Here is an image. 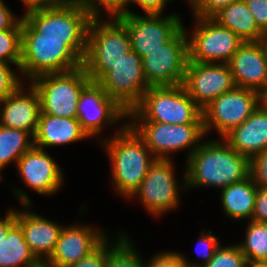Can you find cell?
Segmentation results:
<instances>
[{
    "mask_svg": "<svg viewBox=\"0 0 267 267\" xmlns=\"http://www.w3.org/2000/svg\"><path fill=\"white\" fill-rule=\"evenodd\" d=\"M91 20L75 0H64L53 8L26 12L22 17V39L65 40L83 61Z\"/></svg>",
    "mask_w": 267,
    "mask_h": 267,
    "instance_id": "obj_1",
    "label": "cell"
},
{
    "mask_svg": "<svg viewBox=\"0 0 267 267\" xmlns=\"http://www.w3.org/2000/svg\"><path fill=\"white\" fill-rule=\"evenodd\" d=\"M184 184L224 188L249 177V158L234 150L224 139L199 143L187 158Z\"/></svg>",
    "mask_w": 267,
    "mask_h": 267,
    "instance_id": "obj_2",
    "label": "cell"
},
{
    "mask_svg": "<svg viewBox=\"0 0 267 267\" xmlns=\"http://www.w3.org/2000/svg\"><path fill=\"white\" fill-rule=\"evenodd\" d=\"M109 139H105L103 145L111 160L112 181L117 192L129 199L140 187L156 158L127 123Z\"/></svg>",
    "mask_w": 267,
    "mask_h": 267,
    "instance_id": "obj_3",
    "label": "cell"
},
{
    "mask_svg": "<svg viewBox=\"0 0 267 267\" xmlns=\"http://www.w3.org/2000/svg\"><path fill=\"white\" fill-rule=\"evenodd\" d=\"M128 117L132 123L203 124L202 109L183 85L150 86L141 101L128 112Z\"/></svg>",
    "mask_w": 267,
    "mask_h": 267,
    "instance_id": "obj_4",
    "label": "cell"
},
{
    "mask_svg": "<svg viewBox=\"0 0 267 267\" xmlns=\"http://www.w3.org/2000/svg\"><path fill=\"white\" fill-rule=\"evenodd\" d=\"M131 51V39L126 26L118 19L92 18L88 29L87 47L82 66L92 82H97L111 65Z\"/></svg>",
    "mask_w": 267,
    "mask_h": 267,
    "instance_id": "obj_5",
    "label": "cell"
},
{
    "mask_svg": "<svg viewBox=\"0 0 267 267\" xmlns=\"http://www.w3.org/2000/svg\"><path fill=\"white\" fill-rule=\"evenodd\" d=\"M31 82L40 98V114L77 118L78 99L91 79L81 66L66 72L43 74Z\"/></svg>",
    "mask_w": 267,
    "mask_h": 267,
    "instance_id": "obj_6",
    "label": "cell"
},
{
    "mask_svg": "<svg viewBox=\"0 0 267 267\" xmlns=\"http://www.w3.org/2000/svg\"><path fill=\"white\" fill-rule=\"evenodd\" d=\"M187 35L182 26L162 47L142 57L143 74L149 86L183 84L188 63Z\"/></svg>",
    "mask_w": 267,
    "mask_h": 267,
    "instance_id": "obj_7",
    "label": "cell"
},
{
    "mask_svg": "<svg viewBox=\"0 0 267 267\" xmlns=\"http://www.w3.org/2000/svg\"><path fill=\"white\" fill-rule=\"evenodd\" d=\"M82 60L65 40L22 39L20 72L31 81L37 76L77 69Z\"/></svg>",
    "mask_w": 267,
    "mask_h": 267,
    "instance_id": "obj_8",
    "label": "cell"
},
{
    "mask_svg": "<svg viewBox=\"0 0 267 267\" xmlns=\"http://www.w3.org/2000/svg\"><path fill=\"white\" fill-rule=\"evenodd\" d=\"M196 27L188 43V61L198 63H228L244 43L233 31L212 17H195Z\"/></svg>",
    "mask_w": 267,
    "mask_h": 267,
    "instance_id": "obj_9",
    "label": "cell"
},
{
    "mask_svg": "<svg viewBox=\"0 0 267 267\" xmlns=\"http://www.w3.org/2000/svg\"><path fill=\"white\" fill-rule=\"evenodd\" d=\"M262 101V95L252 89L235 87L223 93L202 109L205 134L215 128L224 137L242 124Z\"/></svg>",
    "mask_w": 267,
    "mask_h": 267,
    "instance_id": "obj_10",
    "label": "cell"
},
{
    "mask_svg": "<svg viewBox=\"0 0 267 267\" xmlns=\"http://www.w3.org/2000/svg\"><path fill=\"white\" fill-rule=\"evenodd\" d=\"M128 124L143 139L156 159H169V153L194 145V148L189 152L188 157H190L199 147L196 144L205 135L203 124H167L161 122H139L138 125L129 122Z\"/></svg>",
    "mask_w": 267,
    "mask_h": 267,
    "instance_id": "obj_11",
    "label": "cell"
},
{
    "mask_svg": "<svg viewBox=\"0 0 267 267\" xmlns=\"http://www.w3.org/2000/svg\"><path fill=\"white\" fill-rule=\"evenodd\" d=\"M97 83L127 112L141 101L150 87L144 78L142 57L133 50L111 65Z\"/></svg>",
    "mask_w": 267,
    "mask_h": 267,
    "instance_id": "obj_12",
    "label": "cell"
},
{
    "mask_svg": "<svg viewBox=\"0 0 267 267\" xmlns=\"http://www.w3.org/2000/svg\"><path fill=\"white\" fill-rule=\"evenodd\" d=\"M118 19L129 32L131 50L140 57L162 47V44H165L183 26L180 17L176 14L166 15L162 18L161 15L146 14L144 17L130 10Z\"/></svg>",
    "mask_w": 267,
    "mask_h": 267,
    "instance_id": "obj_13",
    "label": "cell"
},
{
    "mask_svg": "<svg viewBox=\"0 0 267 267\" xmlns=\"http://www.w3.org/2000/svg\"><path fill=\"white\" fill-rule=\"evenodd\" d=\"M182 85L201 109L236 87L229 64L220 62L218 64L188 61Z\"/></svg>",
    "mask_w": 267,
    "mask_h": 267,
    "instance_id": "obj_14",
    "label": "cell"
},
{
    "mask_svg": "<svg viewBox=\"0 0 267 267\" xmlns=\"http://www.w3.org/2000/svg\"><path fill=\"white\" fill-rule=\"evenodd\" d=\"M173 166L171 158L156 159L140 187L131 196L139 195V200L153 216L161 215L178 205V186Z\"/></svg>",
    "mask_w": 267,
    "mask_h": 267,
    "instance_id": "obj_15",
    "label": "cell"
},
{
    "mask_svg": "<svg viewBox=\"0 0 267 267\" xmlns=\"http://www.w3.org/2000/svg\"><path fill=\"white\" fill-rule=\"evenodd\" d=\"M77 105V119L88 137L101 133L104 123L113 125L119 119H123L122 117H128V112L97 82L91 81L82 90Z\"/></svg>",
    "mask_w": 267,
    "mask_h": 267,
    "instance_id": "obj_16",
    "label": "cell"
},
{
    "mask_svg": "<svg viewBox=\"0 0 267 267\" xmlns=\"http://www.w3.org/2000/svg\"><path fill=\"white\" fill-rule=\"evenodd\" d=\"M236 87L267 91V58L260 42H244L228 62Z\"/></svg>",
    "mask_w": 267,
    "mask_h": 267,
    "instance_id": "obj_17",
    "label": "cell"
},
{
    "mask_svg": "<svg viewBox=\"0 0 267 267\" xmlns=\"http://www.w3.org/2000/svg\"><path fill=\"white\" fill-rule=\"evenodd\" d=\"M20 176L38 194L51 195L62 186L59 165L44 149L33 146L16 163Z\"/></svg>",
    "mask_w": 267,
    "mask_h": 267,
    "instance_id": "obj_18",
    "label": "cell"
},
{
    "mask_svg": "<svg viewBox=\"0 0 267 267\" xmlns=\"http://www.w3.org/2000/svg\"><path fill=\"white\" fill-rule=\"evenodd\" d=\"M89 226L63 227L49 263L57 267H69L93 252L107 237Z\"/></svg>",
    "mask_w": 267,
    "mask_h": 267,
    "instance_id": "obj_19",
    "label": "cell"
},
{
    "mask_svg": "<svg viewBox=\"0 0 267 267\" xmlns=\"http://www.w3.org/2000/svg\"><path fill=\"white\" fill-rule=\"evenodd\" d=\"M21 84L11 95L0 101V125L27 131L35 136L41 113L40 98L32 84L27 94ZM29 93V94H28Z\"/></svg>",
    "mask_w": 267,
    "mask_h": 267,
    "instance_id": "obj_20",
    "label": "cell"
},
{
    "mask_svg": "<svg viewBox=\"0 0 267 267\" xmlns=\"http://www.w3.org/2000/svg\"><path fill=\"white\" fill-rule=\"evenodd\" d=\"M234 150L248 157L267 149V105L262 101L239 126L223 137Z\"/></svg>",
    "mask_w": 267,
    "mask_h": 267,
    "instance_id": "obj_21",
    "label": "cell"
},
{
    "mask_svg": "<svg viewBox=\"0 0 267 267\" xmlns=\"http://www.w3.org/2000/svg\"><path fill=\"white\" fill-rule=\"evenodd\" d=\"M15 214L16 223L21 227L24 239L32 253L39 261L48 260L55 250L63 227L29 210L27 212L15 210Z\"/></svg>",
    "mask_w": 267,
    "mask_h": 267,
    "instance_id": "obj_22",
    "label": "cell"
},
{
    "mask_svg": "<svg viewBox=\"0 0 267 267\" xmlns=\"http://www.w3.org/2000/svg\"><path fill=\"white\" fill-rule=\"evenodd\" d=\"M77 118L58 117L40 114L38 128L33 137L34 146L44 149L47 146H59L87 138Z\"/></svg>",
    "mask_w": 267,
    "mask_h": 267,
    "instance_id": "obj_23",
    "label": "cell"
},
{
    "mask_svg": "<svg viewBox=\"0 0 267 267\" xmlns=\"http://www.w3.org/2000/svg\"><path fill=\"white\" fill-rule=\"evenodd\" d=\"M212 18L233 31L244 42H259L264 33L258 27L244 0L221 8Z\"/></svg>",
    "mask_w": 267,
    "mask_h": 267,
    "instance_id": "obj_24",
    "label": "cell"
},
{
    "mask_svg": "<svg viewBox=\"0 0 267 267\" xmlns=\"http://www.w3.org/2000/svg\"><path fill=\"white\" fill-rule=\"evenodd\" d=\"M221 190L223 210L228 217L235 220H252L257 186L250 176Z\"/></svg>",
    "mask_w": 267,
    "mask_h": 267,
    "instance_id": "obj_25",
    "label": "cell"
},
{
    "mask_svg": "<svg viewBox=\"0 0 267 267\" xmlns=\"http://www.w3.org/2000/svg\"><path fill=\"white\" fill-rule=\"evenodd\" d=\"M38 261L15 223L0 243V267H33Z\"/></svg>",
    "mask_w": 267,
    "mask_h": 267,
    "instance_id": "obj_26",
    "label": "cell"
},
{
    "mask_svg": "<svg viewBox=\"0 0 267 267\" xmlns=\"http://www.w3.org/2000/svg\"><path fill=\"white\" fill-rule=\"evenodd\" d=\"M28 136L32 137L27 131L0 125V172L9 162L17 163L18 159L34 146L33 139L30 140Z\"/></svg>",
    "mask_w": 267,
    "mask_h": 267,
    "instance_id": "obj_27",
    "label": "cell"
},
{
    "mask_svg": "<svg viewBox=\"0 0 267 267\" xmlns=\"http://www.w3.org/2000/svg\"><path fill=\"white\" fill-rule=\"evenodd\" d=\"M245 238L244 242L237 245L246 262L267 261V223L250 220Z\"/></svg>",
    "mask_w": 267,
    "mask_h": 267,
    "instance_id": "obj_28",
    "label": "cell"
},
{
    "mask_svg": "<svg viewBox=\"0 0 267 267\" xmlns=\"http://www.w3.org/2000/svg\"><path fill=\"white\" fill-rule=\"evenodd\" d=\"M116 242L107 253L108 267H143V259L129 243L131 241L127 236L121 234Z\"/></svg>",
    "mask_w": 267,
    "mask_h": 267,
    "instance_id": "obj_29",
    "label": "cell"
},
{
    "mask_svg": "<svg viewBox=\"0 0 267 267\" xmlns=\"http://www.w3.org/2000/svg\"><path fill=\"white\" fill-rule=\"evenodd\" d=\"M22 48V19L12 28L0 30V60L20 67Z\"/></svg>",
    "mask_w": 267,
    "mask_h": 267,
    "instance_id": "obj_30",
    "label": "cell"
},
{
    "mask_svg": "<svg viewBox=\"0 0 267 267\" xmlns=\"http://www.w3.org/2000/svg\"><path fill=\"white\" fill-rule=\"evenodd\" d=\"M92 18H99L101 10L107 11L110 18H118L128 13L129 9L125 8L129 3L128 0H75ZM100 6V7H99ZM103 8H102V7ZM102 8V9H101Z\"/></svg>",
    "mask_w": 267,
    "mask_h": 267,
    "instance_id": "obj_31",
    "label": "cell"
},
{
    "mask_svg": "<svg viewBox=\"0 0 267 267\" xmlns=\"http://www.w3.org/2000/svg\"><path fill=\"white\" fill-rule=\"evenodd\" d=\"M246 259L238 245L218 247L203 267H246Z\"/></svg>",
    "mask_w": 267,
    "mask_h": 267,
    "instance_id": "obj_32",
    "label": "cell"
},
{
    "mask_svg": "<svg viewBox=\"0 0 267 267\" xmlns=\"http://www.w3.org/2000/svg\"><path fill=\"white\" fill-rule=\"evenodd\" d=\"M249 176L257 187L267 189V149L249 159Z\"/></svg>",
    "mask_w": 267,
    "mask_h": 267,
    "instance_id": "obj_33",
    "label": "cell"
},
{
    "mask_svg": "<svg viewBox=\"0 0 267 267\" xmlns=\"http://www.w3.org/2000/svg\"><path fill=\"white\" fill-rule=\"evenodd\" d=\"M8 62L0 60V101L11 95L21 84Z\"/></svg>",
    "mask_w": 267,
    "mask_h": 267,
    "instance_id": "obj_34",
    "label": "cell"
},
{
    "mask_svg": "<svg viewBox=\"0 0 267 267\" xmlns=\"http://www.w3.org/2000/svg\"><path fill=\"white\" fill-rule=\"evenodd\" d=\"M199 244V245H198ZM196 246V252L197 254H200L204 258L203 265L200 266L198 264H191L188 262V260L183 255V260L186 264V267H203L205 266L209 260L213 257V254L215 250L220 246L218 238H216L214 235H212V232L209 230L208 233L204 234L202 232L200 240H198ZM201 247V251H197L198 248Z\"/></svg>",
    "mask_w": 267,
    "mask_h": 267,
    "instance_id": "obj_35",
    "label": "cell"
},
{
    "mask_svg": "<svg viewBox=\"0 0 267 267\" xmlns=\"http://www.w3.org/2000/svg\"><path fill=\"white\" fill-rule=\"evenodd\" d=\"M108 238H106L93 252L78 262L70 265L69 267H100L107 259V253L109 252L110 244H108ZM109 246V247H108Z\"/></svg>",
    "mask_w": 267,
    "mask_h": 267,
    "instance_id": "obj_36",
    "label": "cell"
},
{
    "mask_svg": "<svg viewBox=\"0 0 267 267\" xmlns=\"http://www.w3.org/2000/svg\"><path fill=\"white\" fill-rule=\"evenodd\" d=\"M238 0H194L192 8L195 17H212L221 8Z\"/></svg>",
    "mask_w": 267,
    "mask_h": 267,
    "instance_id": "obj_37",
    "label": "cell"
},
{
    "mask_svg": "<svg viewBox=\"0 0 267 267\" xmlns=\"http://www.w3.org/2000/svg\"><path fill=\"white\" fill-rule=\"evenodd\" d=\"M143 267H186V264L182 254L176 252H164L154 256L147 265H144L143 262Z\"/></svg>",
    "mask_w": 267,
    "mask_h": 267,
    "instance_id": "obj_38",
    "label": "cell"
},
{
    "mask_svg": "<svg viewBox=\"0 0 267 267\" xmlns=\"http://www.w3.org/2000/svg\"><path fill=\"white\" fill-rule=\"evenodd\" d=\"M258 27L267 31V0H244Z\"/></svg>",
    "mask_w": 267,
    "mask_h": 267,
    "instance_id": "obj_39",
    "label": "cell"
},
{
    "mask_svg": "<svg viewBox=\"0 0 267 267\" xmlns=\"http://www.w3.org/2000/svg\"><path fill=\"white\" fill-rule=\"evenodd\" d=\"M252 220L267 223V189L257 187Z\"/></svg>",
    "mask_w": 267,
    "mask_h": 267,
    "instance_id": "obj_40",
    "label": "cell"
},
{
    "mask_svg": "<svg viewBox=\"0 0 267 267\" xmlns=\"http://www.w3.org/2000/svg\"><path fill=\"white\" fill-rule=\"evenodd\" d=\"M129 3H137L145 14L161 15L165 7L166 0H128Z\"/></svg>",
    "mask_w": 267,
    "mask_h": 267,
    "instance_id": "obj_41",
    "label": "cell"
},
{
    "mask_svg": "<svg viewBox=\"0 0 267 267\" xmlns=\"http://www.w3.org/2000/svg\"><path fill=\"white\" fill-rule=\"evenodd\" d=\"M15 17L5 3L0 0V30L12 29L22 18Z\"/></svg>",
    "mask_w": 267,
    "mask_h": 267,
    "instance_id": "obj_42",
    "label": "cell"
},
{
    "mask_svg": "<svg viewBox=\"0 0 267 267\" xmlns=\"http://www.w3.org/2000/svg\"><path fill=\"white\" fill-rule=\"evenodd\" d=\"M27 12L38 10V9H46L53 8L60 5L64 0H21Z\"/></svg>",
    "mask_w": 267,
    "mask_h": 267,
    "instance_id": "obj_43",
    "label": "cell"
},
{
    "mask_svg": "<svg viewBox=\"0 0 267 267\" xmlns=\"http://www.w3.org/2000/svg\"><path fill=\"white\" fill-rule=\"evenodd\" d=\"M16 223V214L14 210H9L6 216L0 219V243L7 237L9 229Z\"/></svg>",
    "mask_w": 267,
    "mask_h": 267,
    "instance_id": "obj_44",
    "label": "cell"
},
{
    "mask_svg": "<svg viewBox=\"0 0 267 267\" xmlns=\"http://www.w3.org/2000/svg\"><path fill=\"white\" fill-rule=\"evenodd\" d=\"M261 43V45L264 48L265 54H266V58H267V31H265L259 41Z\"/></svg>",
    "mask_w": 267,
    "mask_h": 267,
    "instance_id": "obj_45",
    "label": "cell"
},
{
    "mask_svg": "<svg viewBox=\"0 0 267 267\" xmlns=\"http://www.w3.org/2000/svg\"><path fill=\"white\" fill-rule=\"evenodd\" d=\"M33 267H57L49 263L47 260L38 261Z\"/></svg>",
    "mask_w": 267,
    "mask_h": 267,
    "instance_id": "obj_46",
    "label": "cell"
},
{
    "mask_svg": "<svg viewBox=\"0 0 267 267\" xmlns=\"http://www.w3.org/2000/svg\"><path fill=\"white\" fill-rule=\"evenodd\" d=\"M246 267H267V261L250 262L246 264Z\"/></svg>",
    "mask_w": 267,
    "mask_h": 267,
    "instance_id": "obj_47",
    "label": "cell"
},
{
    "mask_svg": "<svg viewBox=\"0 0 267 267\" xmlns=\"http://www.w3.org/2000/svg\"><path fill=\"white\" fill-rule=\"evenodd\" d=\"M262 100L267 105V91L262 95Z\"/></svg>",
    "mask_w": 267,
    "mask_h": 267,
    "instance_id": "obj_48",
    "label": "cell"
},
{
    "mask_svg": "<svg viewBox=\"0 0 267 267\" xmlns=\"http://www.w3.org/2000/svg\"><path fill=\"white\" fill-rule=\"evenodd\" d=\"M167 2H170V1H172V0H166ZM189 1V3H190V5H193V2H194V0H188Z\"/></svg>",
    "mask_w": 267,
    "mask_h": 267,
    "instance_id": "obj_49",
    "label": "cell"
},
{
    "mask_svg": "<svg viewBox=\"0 0 267 267\" xmlns=\"http://www.w3.org/2000/svg\"><path fill=\"white\" fill-rule=\"evenodd\" d=\"M100 267H108L107 261L102 266H100Z\"/></svg>",
    "mask_w": 267,
    "mask_h": 267,
    "instance_id": "obj_50",
    "label": "cell"
}]
</instances>
